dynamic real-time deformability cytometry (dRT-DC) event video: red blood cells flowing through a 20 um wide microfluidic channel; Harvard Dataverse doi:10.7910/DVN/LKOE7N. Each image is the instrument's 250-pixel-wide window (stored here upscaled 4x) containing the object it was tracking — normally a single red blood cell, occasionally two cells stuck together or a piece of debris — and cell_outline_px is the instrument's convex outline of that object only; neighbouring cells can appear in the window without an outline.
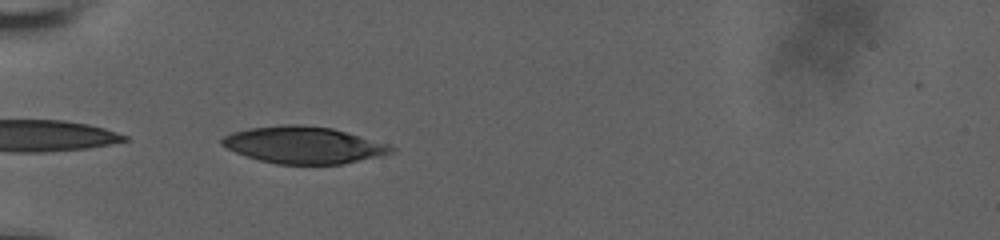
{"species": "human", "species_latin": "Homo sapiens", "temperature_condition": "room temperature", "stored_images_in_passage": 25, "camera_frame_rate_fps": 3000, "um_per_image_px": 0.085, "donor": {"sex": "male"}, "frame": {"image": 1, "passage_image": 1, "time_ms": 0.0, "image_size_px": [1000, 240], "cell_outline_px": [[396, 148], [392, 152], [344, 164], [276, 164], [260, 160], [236, 152], [220, 144], [220, 140], [224, 136], [232, 132], [248, 128], [280, 124], [304, 124], [332, 128], [388, 144]], "centroid_in_image_um": [25.77, 12.31], "position_along_channel_um": 59.2, "area_um2": 36.24}}
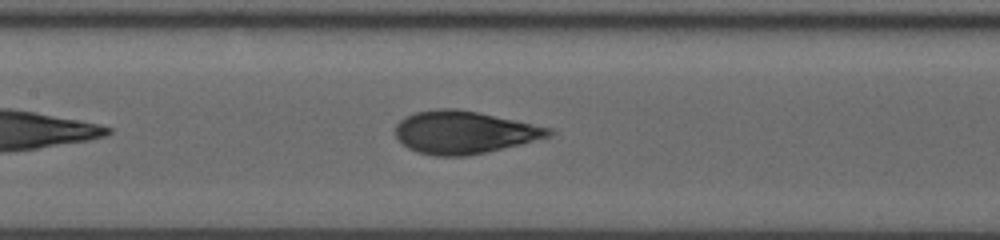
{"frame": {"image": 2, "passage_image": 11, "time_ms": 3.333, "image_size_px": [1000, 240], "cell_outline_px": [[556, 132], [552, 136], [488, 152], [468, 156], [432, 156], [416, 152], [408, 148], [396, 136], [396, 124], [404, 116], [416, 112], [436, 108], [456, 108], [476, 112], [552, 128]], "centroid_in_image_um": [39.44, 11.25], "position_along_channel_um": 168.0, "area_um2": 38.21}}
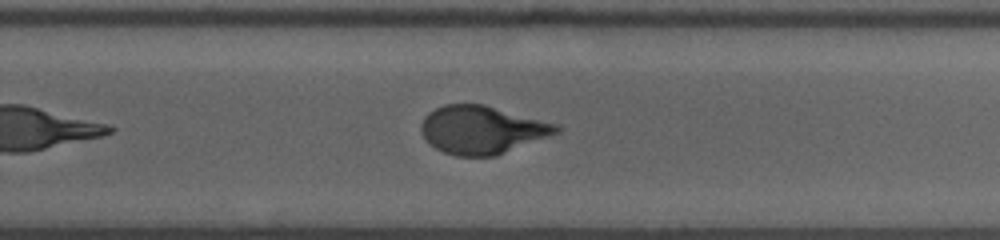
{"frame": {"image": 3, "passage_image": 21, "time_ms": 6.667, "image_size_px": [1000, 240], "cell_outline_px": [[560, 132], [496, 156], [456, 156], [444, 152], [428, 144], [420, 132], [420, 124], [424, 116], [428, 112], [444, 104], [484, 104], [560, 124]], "centroid_in_image_um": [40.96, 11.03], "position_along_channel_um": 288.8, "area_um2": 38.21}}